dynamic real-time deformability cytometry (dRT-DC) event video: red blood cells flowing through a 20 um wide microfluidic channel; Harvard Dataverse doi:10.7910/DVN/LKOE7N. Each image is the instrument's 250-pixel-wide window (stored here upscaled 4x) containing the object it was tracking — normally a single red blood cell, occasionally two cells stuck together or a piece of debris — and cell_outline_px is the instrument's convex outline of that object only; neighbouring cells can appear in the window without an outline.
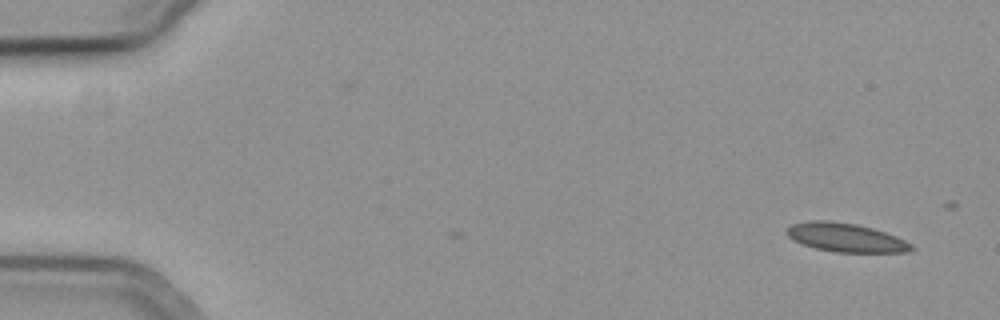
{"species": "common noctule bat (a hibernating species)", "species_latin": "Nyctalus noctula", "temperature_condition": "cold", "stored_images_in_passage": 12, "camera_frame_rate_fps": 3000, "um_per_image_px": 0.085, "animal": {"sex": "female", "body_mass_g": 19.3, "forearm_length_mm": 54.1}, "frame": {"image": 1, "passage_image": 1, "time_ms": 0.0, "image_size_px": [1000, 320], "cell_outline_px": [[916, 248], [908, 252], [836, 252], [816, 248], [804, 244], [788, 236], [788, 228], [792, 224], [808, 220], [832, 220], [856, 224], [872, 228], [896, 236], [912, 244]], "centroid_in_image_um": [71.93, 20.18], "position_along_channel_um": 13.1, "area_um2": 20.69}}